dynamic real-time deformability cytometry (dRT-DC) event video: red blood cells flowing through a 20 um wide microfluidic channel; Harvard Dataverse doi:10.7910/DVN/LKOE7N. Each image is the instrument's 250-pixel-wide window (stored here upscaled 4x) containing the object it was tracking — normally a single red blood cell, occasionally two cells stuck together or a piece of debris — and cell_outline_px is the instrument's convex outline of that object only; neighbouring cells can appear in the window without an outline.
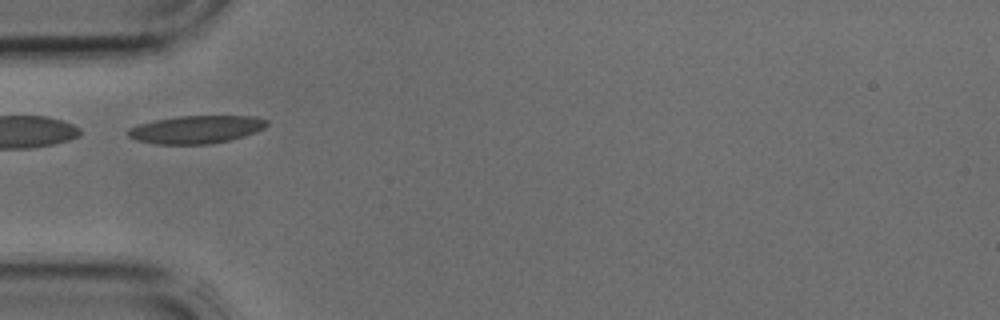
{"species": "common noctule bat (a hibernating species)", "species_latin": "Nyctalus noctula", "temperature_condition": "cold", "stored_images_in_passage": 3, "camera_frame_rate_fps": 3000, "um_per_image_px": 0.085, "animal": {"sex": "male", "body_mass_g": 17.9, "forearm_length_mm": 54.2}, "frame": {"image": 1, "passage_image": 3, "time_ms": 0.667, "image_size_px": [1000, 320], "cell_outline_px": [[268, 124], [264, 128], [256, 132], [244, 136], [212, 144], [156, 144], [136, 140], [128, 136], [128, 128], [140, 124], [156, 120], [176, 116], [256, 116], [268, 120]], "centroid_in_image_um": [16.7, 11.0], "position_along_channel_um": 68.3, "area_um2": 22.54}}